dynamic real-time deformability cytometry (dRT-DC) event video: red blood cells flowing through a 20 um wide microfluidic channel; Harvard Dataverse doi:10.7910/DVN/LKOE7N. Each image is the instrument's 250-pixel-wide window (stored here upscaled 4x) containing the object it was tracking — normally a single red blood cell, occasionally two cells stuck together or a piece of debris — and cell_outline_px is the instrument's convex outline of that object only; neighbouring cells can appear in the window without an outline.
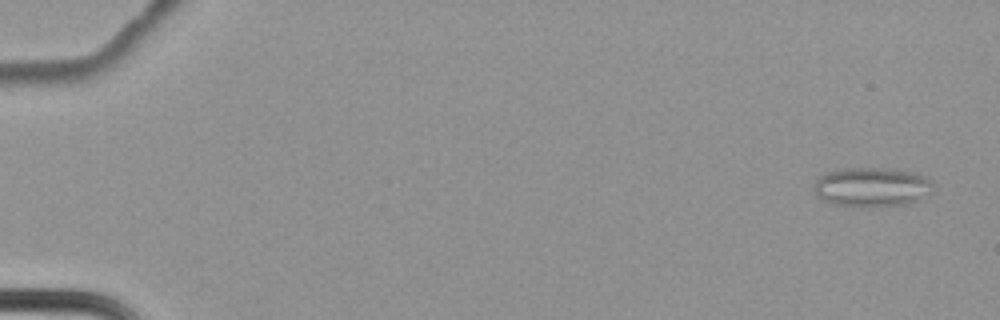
{"species": "common noctule bat (a hibernating species)", "species_latin": "Nyctalus noctula", "temperature_condition": "cold", "stored_images_in_passage": 64, "camera_frame_rate_fps": 3000, "um_per_image_px": 0.085, "animal": {"sex": "female", "body_mass_g": 22.7, "forearm_length_mm": 54.2}, "frame": {"image": 1, "passage_image": 3, "time_ms": 0.667, "image_size_px": [1000, 320], "cell_outline_px": [[932, 192], [920, 200], [908, 204], [832, 204], [820, 200], [816, 196], [816, 180], [820, 176], [828, 172], [844, 168], [892, 168], [912, 172], [924, 176], [932, 184]], "centroid_in_image_um": [74.12, 15.86], "position_along_channel_um": 10.9, "area_um2": 26.59}}
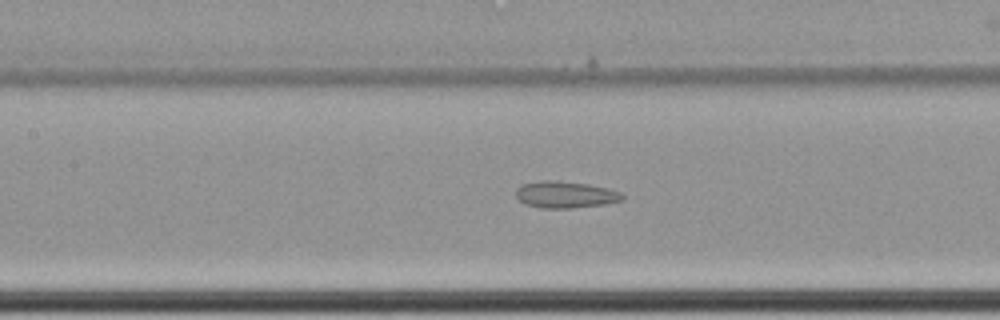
{"frame": {"image": 2, "passage_image": 33, "time_ms": 10.667, "image_size_px": [1000, 320], "cell_outline_px": [[624, 200], [608, 204], [572, 208], [540, 208], [524, 204], [516, 196], [516, 188], [520, 184], [540, 180], [556, 180], [588, 184], [608, 188], [620, 192], [624, 196]], "centroid_in_image_um": [48.05, 16.54], "position_along_channel_um": 159.4, "area_um2": 16.88}}
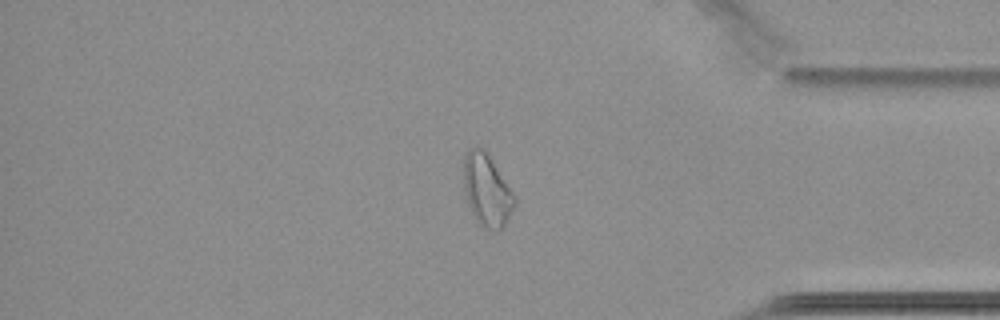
{"frame": {"image": 3, "passage_image": 55, "time_ms": 18.0, "image_size_px": [1000, 320], "cell_outline_px": [[516, 204], [504, 224], [500, 228], [484, 228], [472, 216], [464, 188], [464, 156], [468, 148], [476, 144], [484, 148], [516, 196]], "centroid_in_image_um": [41.37, 16.1], "position_along_channel_um": 393.8, "area_um2": 21.33}, "authors_computed_cell_mechanics": {"area_um2": 20.7502, "velocity_mm_per_s": 3.4553, "shape_relaxation_time_tau1_ms": null, "shape_relaxation_time_tau2_ms": 3.9928, "deformation_change_tau1": null, "deformation_change_tau2": 0.108}}